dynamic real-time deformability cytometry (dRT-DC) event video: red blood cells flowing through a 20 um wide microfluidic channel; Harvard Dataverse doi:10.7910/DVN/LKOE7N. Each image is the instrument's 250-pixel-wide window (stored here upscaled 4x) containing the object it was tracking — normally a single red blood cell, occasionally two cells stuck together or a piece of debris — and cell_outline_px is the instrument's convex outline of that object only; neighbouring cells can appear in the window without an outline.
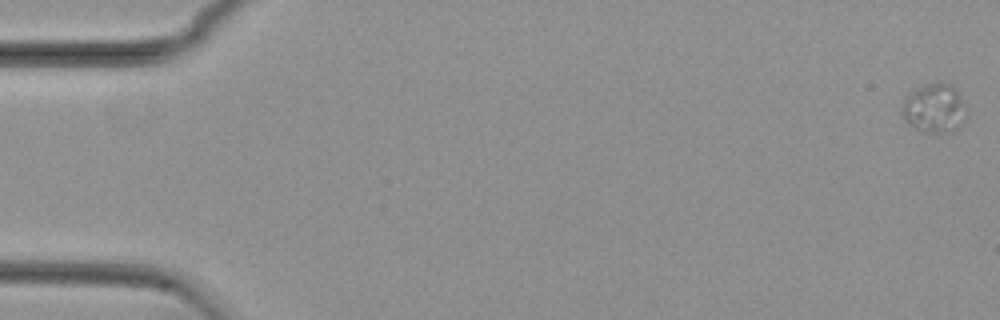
{"species": "common noctule bat (a hibernating species)", "species_latin": "Nyctalus noctula", "temperature_condition": "cold", "stored_images_in_passage": 56, "camera_frame_rate_fps": 3000, "um_per_image_px": 0.085, "animal": {"sex": "female", "body_mass_g": 29.2, "forearm_length_mm": 56.3}, "frame": {"image": 1, "passage_image": 1, "time_ms": 0.0, "image_size_px": [1000, 320], "cell_outline_px": [[964, 120], [952, 132], [928, 132], [916, 128], [908, 124], [904, 120], [900, 112], [900, 108], [904, 96], [936, 80], [944, 80], [952, 84], [956, 88], [960, 100]], "centroid_in_image_um": [79.34, 9.16], "position_along_channel_um": 5.7, "area_um2": 18.21}}
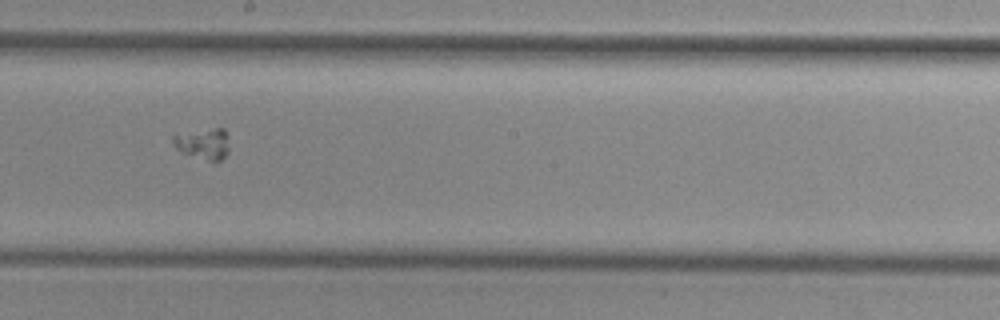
{"frame": {"image": 2, "passage_image": 32, "time_ms": 10.333, "image_size_px": [1000, 320], "cell_outline_px": [[228, 152], [216, 164], [180, 152], [172, 144], [172, 136], [216, 128], [224, 128], [228, 136]], "centroid_in_image_um": [17.3, 12.27], "position_along_channel_um": 230.9, "area_um2": 10.17}}
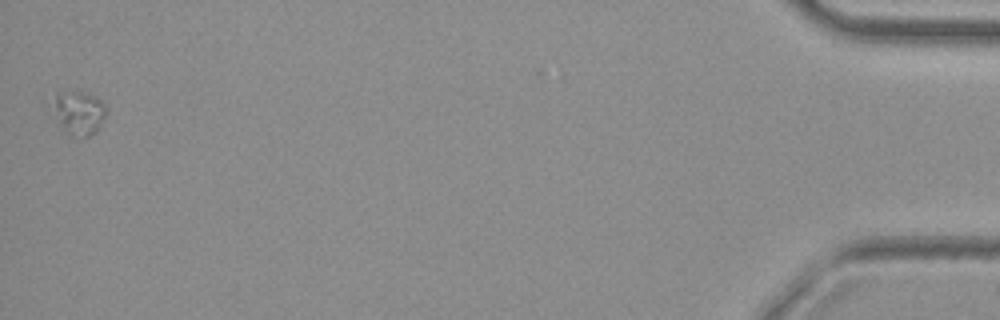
{"frame": {"image": 3, "passage_image": 56, "time_ms": 18.333, "image_size_px": [1000, 320], "cell_outline_px": [[108, 112], [104, 120], [96, 132], [88, 136], [68, 136], [44, 108], [56, 92], [80, 92], [96, 96], [104, 104]], "centroid_in_image_um": [6.55, 9.58], "position_along_channel_um": 428.7, "area_um2": 14.8}}